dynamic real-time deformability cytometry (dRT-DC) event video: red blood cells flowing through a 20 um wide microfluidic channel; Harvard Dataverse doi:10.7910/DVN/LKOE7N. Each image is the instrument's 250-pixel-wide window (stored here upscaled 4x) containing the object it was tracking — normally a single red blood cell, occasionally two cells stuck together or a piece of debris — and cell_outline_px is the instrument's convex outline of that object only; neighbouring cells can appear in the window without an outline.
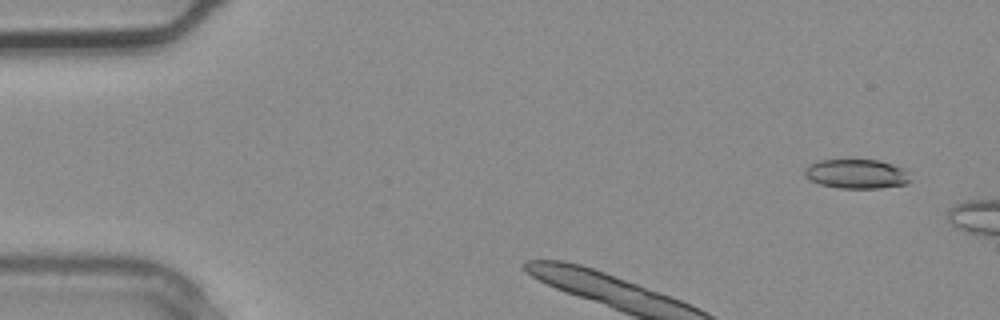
{"species": "common noctule bat (a hibernating species)", "species_latin": "Nyctalus noctula", "temperature_condition": "warm", "stored_images_in_passage": 5, "camera_frame_rate_fps": 3000, "um_per_image_px": 0.085, "animal": {"sex": "male", "body_mass_g": 20.4}, "frame": {"image": 1, "passage_image": 1, "time_ms": 0.0, "image_size_px": [1000, 320], "cell_outline_px": [[912, 180], [908, 184], [880, 188], [840, 188], [820, 184], [804, 176], [804, 168], [808, 164], [816, 160], [880, 160], [904, 168], [908, 172]], "centroid_in_image_um": [72.83, 14.78], "position_along_channel_um": 12.2, "area_um2": 18.32}}
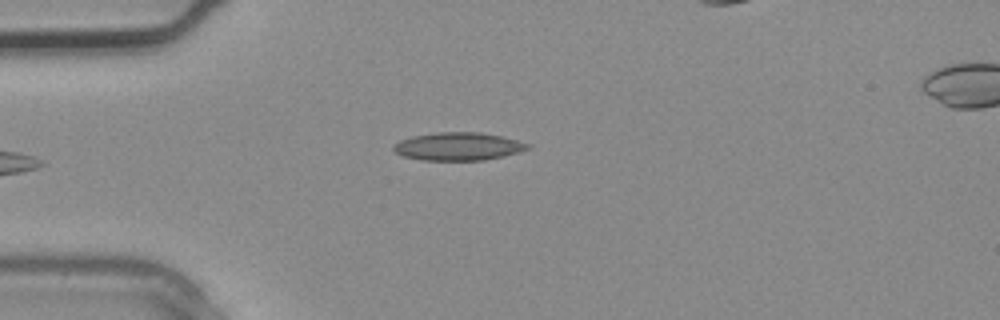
{"frame": {"image": 2, "passage_image": 4, "time_ms": 1.0, "image_size_px": [1000, 320], "cell_outline_px": [[532, 148], [520, 152], [504, 156], [484, 160], [420, 160], [404, 156], [396, 152], [392, 148], [392, 144], [400, 140], [412, 136], [436, 132], [480, 132], [500, 136], [532, 144]], "centroid_in_image_um": [38.96, 12.44], "position_along_channel_um": 46.0, "area_um2": 22.02}}